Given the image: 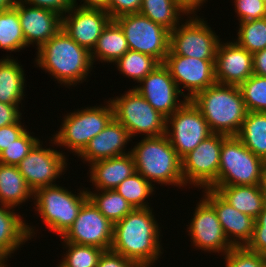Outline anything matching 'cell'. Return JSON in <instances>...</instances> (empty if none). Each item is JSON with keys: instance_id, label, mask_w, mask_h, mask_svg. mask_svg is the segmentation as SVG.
Returning <instances> with one entry per match:
<instances>
[{"instance_id": "cell-12", "label": "cell", "mask_w": 266, "mask_h": 267, "mask_svg": "<svg viewBox=\"0 0 266 267\" xmlns=\"http://www.w3.org/2000/svg\"><path fill=\"white\" fill-rule=\"evenodd\" d=\"M227 137L213 133L181 159L185 187L192 186L200 191L217 183L221 147Z\"/></svg>"}, {"instance_id": "cell-50", "label": "cell", "mask_w": 266, "mask_h": 267, "mask_svg": "<svg viewBox=\"0 0 266 267\" xmlns=\"http://www.w3.org/2000/svg\"><path fill=\"white\" fill-rule=\"evenodd\" d=\"M19 0H0V12L14 7Z\"/></svg>"}, {"instance_id": "cell-26", "label": "cell", "mask_w": 266, "mask_h": 267, "mask_svg": "<svg viewBox=\"0 0 266 267\" xmlns=\"http://www.w3.org/2000/svg\"><path fill=\"white\" fill-rule=\"evenodd\" d=\"M7 56L0 59V102L21 105L25 100V70L17 59Z\"/></svg>"}, {"instance_id": "cell-31", "label": "cell", "mask_w": 266, "mask_h": 267, "mask_svg": "<svg viewBox=\"0 0 266 267\" xmlns=\"http://www.w3.org/2000/svg\"><path fill=\"white\" fill-rule=\"evenodd\" d=\"M89 199L98 210L113 224L122 220L134 208L115 189L93 190L86 188Z\"/></svg>"}, {"instance_id": "cell-22", "label": "cell", "mask_w": 266, "mask_h": 267, "mask_svg": "<svg viewBox=\"0 0 266 267\" xmlns=\"http://www.w3.org/2000/svg\"><path fill=\"white\" fill-rule=\"evenodd\" d=\"M133 141L127 129L113 119L97 136L92 138L77 156L83 163H91L131 153L127 144ZM128 150V151H127Z\"/></svg>"}, {"instance_id": "cell-7", "label": "cell", "mask_w": 266, "mask_h": 267, "mask_svg": "<svg viewBox=\"0 0 266 267\" xmlns=\"http://www.w3.org/2000/svg\"><path fill=\"white\" fill-rule=\"evenodd\" d=\"M114 97L108 99L113 107L114 119L127 129L132 139L140 134L141 137L166 134V118L136 90L129 88Z\"/></svg>"}, {"instance_id": "cell-47", "label": "cell", "mask_w": 266, "mask_h": 267, "mask_svg": "<svg viewBox=\"0 0 266 267\" xmlns=\"http://www.w3.org/2000/svg\"><path fill=\"white\" fill-rule=\"evenodd\" d=\"M253 74L266 77V48L252 54Z\"/></svg>"}, {"instance_id": "cell-24", "label": "cell", "mask_w": 266, "mask_h": 267, "mask_svg": "<svg viewBox=\"0 0 266 267\" xmlns=\"http://www.w3.org/2000/svg\"><path fill=\"white\" fill-rule=\"evenodd\" d=\"M89 167V180L93 189L113 190L124 179L136 172V166L131 153L126 155L102 159L91 163Z\"/></svg>"}, {"instance_id": "cell-13", "label": "cell", "mask_w": 266, "mask_h": 267, "mask_svg": "<svg viewBox=\"0 0 266 267\" xmlns=\"http://www.w3.org/2000/svg\"><path fill=\"white\" fill-rule=\"evenodd\" d=\"M212 134L208 122L191 100L166 119V135L181 159Z\"/></svg>"}, {"instance_id": "cell-51", "label": "cell", "mask_w": 266, "mask_h": 267, "mask_svg": "<svg viewBox=\"0 0 266 267\" xmlns=\"http://www.w3.org/2000/svg\"><path fill=\"white\" fill-rule=\"evenodd\" d=\"M263 189H264V193L266 196V161H265V165H264V174H263Z\"/></svg>"}, {"instance_id": "cell-18", "label": "cell", "mask_w": 266, "mask_h": 267, "mask_svg": "<svg viewBox=\"0 0 266 267\" xmlns=\"http://www.w3.org/2000/svg\"><path fill=\"white\" fill-rule=\"evenodd\" d=\"M111 20L106 10L73 6L62 17V29L80 46L91 52Z\"/></svg>"}, {"instance_id": "cell-20", "label": "cell", "mask_w": 266, "mask_h": 267, "mask_svg": "<svg viewBox=\"0 0 266 267\" xmlns=\"http://www.w3.org/2000/svg\"><path fill=\"white\" fill-rule=\"evenodd\" d=\"M252 74V54L234 40L220 41L215 59L216 82L239 86Z\"/></svg>"}, {"instance_id": "cell-27", "label": "cell", "mask_w": 266, "mask_h": 267, "mask_svg": "<svg viewBox=\"0 0 266 267\" xmlns=\"http://www.w3.org/2000/svg\"><path fill=\"white\" fill-rule=\"evenodd\" d=\"M33 191L28 187L17 166L0 163V203L12 208L24 206L33 200Z\"/></svg>"}, {"instance_id": "cell-17", "label": "cell", "mask_w": 266, "mask_h": 267, "mask_svg": "<svg viewBox=\"0 0 266 267\" xmlns=\"http://www.w3.org/2000/svg\"><path fill=\"white\" fill-rule=\"evenodd\" d=\"M133 89L166 119L187 101L182 99L183 95L164 64H159Z\"/></svg>"}, {"instance_id": "cell-40", "label": "cell", "mask_w": 266, "mask_h": 267, "mask_svg": "<svg viewBox=\"0 0 266 267\" xmlns=\"http://www.w3.org/2000/svg\"><path fill=\"white\" fill-rule=\"evenodd\" d=\"M233 3L238 22L266 17V5L262 0H233Z\"/></svg>"}, {"instance_id": "cell-30", "label": "cell", "mask_w": 266, "mask_h": 267, "mask_svg": "<svg viewBox=\"0 0 266 267\" xmlns=\"http://www.w3.org/2000/svg\"><path fill=\"white\" fill-rule=\"evenodd\" d=\"M139 13L169 31L174 30L188 16L173 0H142Z\"/></svg>"}, {"instance_id": "cell-19", "label": "cell", "mask_w": 266, "mask_h": 267, "mask_svg": "<svg viewBox=\"0 0 266 267\" xmlns=\"http://www.w3.org/2000/svg\"><path fill=\"white\" fill-rule=\"evenodd\" d=\"M202 193V197L216 211L229 243L233 247H246L254 233L255 219L235 209L211 188L203 189Z\"/></svg>"}, {"instance_id": "cell-32", "label": "cell", "mask_w": 266, "mask_h": 267, "mask_svg": "<svg viewBox=\"0 0 266 267\" xmlns=\"http://www.w3.org/2000/svg\"><path fill=\"white\" fill-rule=\"evenodd\" d=\"M26 47L25 37L15 7L0 12V49L19 52Z\"/></svg>"}, {"instance_id": "cell-6", "label": "cell", "mask_w": 266, "mask_h": 267, "mask_svg": "<svg viewBox=\"0 0 266 267\" xmlns=\"http://www.w3.org/2000/svg\"><path fill=\"white\" fill-rule=\"evenodd\" d=\"M106 102V103H105ZM104 105L75 109L63 115L60 127L53 133L56 148H66L78 156L89 141L97 136L114 119L113 107L109 100ZM103 105V106H102ZM81 109V110H80Z\"/></svg>"}, {"instance_id": "cell-8", "label": "cell", "mask_w": 266, "mask_h": 267, "mask_svg": "<svg viewBox=\"0 0 266 267\" xmlns=\"http://www.w3.org/2000/svg\"><path fill=\"white\" fill-rule=\"evenodd\" d=\"M265 161L236 136L222 143L218 180L214 186L262 185Z\"/></svg>"}, {"instance_id": "cell-1", "label": "cell", "mask_w": 266, "mask_h": 267, "mask_svg": "<svg viewBox=\"0 0 266 267\" xmlns=\"http://www.w3.org/2000/svg\"><path fill=\"white\" fill-rule=\"evenodd\" d=\"M153 211V207L134 209L114 223L110 250L133 260L139 267H153L160 262L164 253L162 227Z\"/></svg>"}, {"instance_id": "cell-29", "label": "cell", "mask_w": 266, "mask_h": 267, "mask_svg": "<svg viewBox=\"0 0 266 267\" xmlns=\"http://www.w3.org/2000/svg\"><path fill=\"white\" fill-rule=\"evenodd\" d=\"M236 137L251 152L266 161V113L247 112Z\"/></svg>"}, {"instance_id": "cell-4", "label": "cell", "mask_w": 266, "mask_h": 267, "mask_svg": "<svg viewBox=\"0 0 266 267\" xmlns=\"http://www.w3.org/2000/svg\"><path fill=\"white\" fill-rule=\"evenodd\" d=\"M191 101L208 122L212 133L237 136L247 110L238 86L214 84Z\"/></svg>"}, {"instance_id": "cell-37", "label": "cell", "mask_w": 266, "mask_h": 267, "mask_svg": "<svg viewBox=\"0 0 266 267\" xmlns=\"http://www.w3.org/2000/svg\"><path fill=\"white\" fill-rule=\"evenodd\" d=\"M238 87L248 112L266 113V77L252 74Z\"/></svg>"}, {"instance_id": "cell-45", "label": "cell", "mask_w": 266, "mask_h": 267, "mask_svg": "<svg viewBox=\"0 0 266 267\" xmlns=\"http://www.w3.org/2000/svg\"><path fill=\"white\" fill-rule=\"evenodd\" d=\"M96 267H139L133 260L125 258L112 250L102 253Z\"/></svg>"}, {"instance_id": "cell-5", "label": "cell", "mask_w": 266, "mask_h": 267, "mask_svg": "<svg viewBox=\"0 0 266 267\" xmlns=\"http://www.w3.org/2000/svg\"><path fill=\"white\" fill-rule=\"evenodd\" d=\"M83 189V190H82ZM72 192L61 184L42 187L33 194L35 215L48 231L62 237L73 225L83 204L89 199L85 187Z\"/></svg>"}, {"instance_id": "cell-9", "label": "cell", "mask_w": 266, "mask_h": 267, "mask_svg": "<svg viewBox=\"0 0 266 267\" xmlns=\"http://www.w3.org/2000/svg\"><path fill=\"white\" fill-rule=\"evenodd\" d=\"M185 18L169 33V51L174 55L216 59L221 39L207 23L208 20L198 15H188Z\"/></svg>"}, {"instance_id": "cell-42", "label": "cell", "mask_w": 266, "mask_h": 267, "mask_svg": "<svg viewBox=\"0 0 266 267\" xmlns=\"http://www.w3.org/2000/svg\"><path fill=\"white\" fill-rule=\"evenodd\" d=\"M142 0H109L108 13L112 19L118 16L139 13Z\"/></svg>"}, {"instance_id": "cell-2", "label": "cell", "mask_w": 266, "mask_h": 267, "mask_svg": "<svg viewBox=\"0 0 266 267\" xmlns=\"http://www.w3.org/2000/svg\"><path fill=\"white\" fill-rule=\"evenodd\" d=\"M36 53L34 62L37 67L52 76L57 84L69 89L86 82L93 67H96L93 66L91 52L74 41L64 29L50 38Z\"/></svg>"}, {"instance_id": "cell-3", "label": "cell", "mask_w": 266, "mask_h": 267, "mask_svg": "<svg viewBox=\"0 0 266 267\" xmlns=\"http://www.w3.org/2000/svg\"><path fill=\"white\" fill-rule=\"evenodd\" d=\"M136 172L155 188L160 186L183 187L182 161L166 134L157 137H142L131 147ZM154 183V184H153Z\"/></svg>"}, {"instance_id": "cell-11", "label": "cell", "mask_w": 266, "mask_h": 267, "mask_svg": "<svg viewBox=\"0 0 266 267\" xmlns=\"http://www.w3.org/2000/svg\"><path fill=\"white\" fill-rule=\"evenodd\" d=\"M114 20L123 30L129 50L152 56L163 64L169 52V30L141 13L121 15Z\"/></svg>"}, {"instance_id": "cell-16", "label": "cell", "mask_w": 266, "mask_h": 267, "mask_svg": "<svg viewBox=\"0 0 266 267\" xmlns=\"http://www.w3.org/2000/svg\"><path fill=\"white\" fill-rule=\"evenodd\" d=\"M113 229L114 224L88 199L61 238L65 242L96 246L107 251L112 245Z\"/></svg>"}, {"instance_id": "cell-43", "label": "cell", "mask_w": 266, "mask_h": 267, "mask_svg": "<svg viewBox=\"0 0 266 267\" xmlns=\"http://www.w3.org/2000/svg\"><path fill=\"white\" fill-rule=\"evenodd\" d=\"M21 118L17 123H13L0 128V153L14 143L28 128L22 125Z\"/></svg>"}, {"instance_id": "cell-15", "label": "cell", "mask_w": 266, "mask_h": 267, "mask_svg": "<svg viewBox=\"0 0 266 267\" xmlns=\"http://www.w3.org/2000/svg\"><path fill=\"white\" fill-rule=\"evenodd\" d=\"M198 199L192 219L186 225L191 246L201 252L224 256L233 246L226 238L214 208L203 197Z\"/></svg>"}, {"instance_id": "cell-25", "label": "cell", "mask_w": 266, "mask_h": 267, "mask_svg": "<svg viewBox=\"0 0 266 267\" xmlns=\"http://www.w3.org/2000/svg\"><path fill=\"white\" fill-rule=\"evenodd\" d=\"M225 201L256 219L266 204L263 185L213 186Z\"/></svg>"}, {"instance_id": "cell-23", "label": "cell", "mask_w": 266, "mask_h": 267, "mask_svg": "<svg viewBox=\"0 0 266 267\" xmlns=\"http://www.w3.org/2000/svg\"><path fill=\"white\" fill-rule=\"evenodd\" d=\"M15 209L0 203V256L7 262L8 258L13 257L12 254L26 245L28 240L36 238L38 233L35 225H28L23 215Z\"/></svg>"}, {"instance_id": "cell-38", "label": "cell", "mask_w": 266, "mask_h": 267, "mask_svg": "<svg viewBox=\"0 0 266 267\" xmlns=\"http://www.w3.org/2000/svg\"><path fill=\"white\" fill-rule=\"evenodd\" d=\"M33 132L26 130L17 140L7 149L0 153V163L5 165L17 166L19 162L33 149L41 140Z\"/></svg>"}, {"instance_id": "cell-46", "label": "cell", "mask_w": 266, "mask_h": 267, "mask_svg": "<svg viewBox=\"0 0 266 267\" xmlns=\"http://www.w3.org/2000/svg\"><path fill=\"white\" fill-rule=\"evenodd\" d=\"M20 105H9L7 103L0 102V128L17 123L22 118V112Z\"/></svg>"}, {"instance_id": "cell-53", "label": "cell", "mask_w": 266, "mask_h": 267, "mask_svg": "<svg viewBox=\"0 0 266 267\" xmlns=\"http://www.w3.org/2000/svg\"><path fill=\"white\" fill-rule=\"evenodd\" d=\"M56 267H63V266L60 263H58Z\"/></svg>"}, {"instance_id": "cell-33", "label": "cell", "mask_w": 266, "mask_h": 267, "mask_svg": "<svg viewBox=\"0 0 266 267\" xmlns=\"http://www.w3.org/2000/svg\"><path fill=\"white\" fill-rule=\"evenodd\" d=\"M155 188L138 172L124 179L115 190L122 195L134 209L151 208L147 200L150 196L155 195Z\"/></svg>"}, {"instance_id": "cell-49", "label": "cell", "mask_w": 266, "mask_h": 267, "mask_svg": "<svg viewBox=\"0 0 266 267\" xmlns=\"http://www.w3.org/2000/svg\"><path fill=\"white\" fill-rule=\"evenodd\" d=\"M74 5L82 8H92V9H102L108 12L109 0H80V5H78L77 0H73Z\"/></svg>"}, {"instance_id": "cell-34", "label": "cell", "mask_w": 266, "mask_h": 267, "mask_svg": "<svg viewBox=\"0 0 266 267\" xmlns=\"http://www.w3.org/2000/svg\"><path fill=\"white\" fill-rule=\"evenodd\" d=\"M114 64L119 74L136 81L135 84H139L160 63L152 56L128 50Z\"/></svg>"}, {"instance_id": "cell-35", "label": "cell", "mask_w": 266, "mask_h": 267, "mask_svg": "<svg viewBox=\"0 0 266 267\" xmlns=\"http://www.w3.org/2000/svg\"><path fill=\"white\" fill-rule=\"evenodd\" d=\"M60 239L63 249H66L59 262L63 267H96L100 256L105 251L96 246L65 242L61 237Z\"/></svg>"}, {"instance_id": "cell-48", "label": "cell", "mask_w": 266, "mask_h": 267, "mask_svg": "<svg viewBox=\"0 0 266 267\" xmlns=\"http://www.w3.org/2000/svg\"><path fill=\"white\" fill-rule=\"evenodd\" d=\"M188 15H197V12L206 5L208 0H173ZM205 3V4H204Z\"/></svg>"}, {"instance_id": "cell-36", "label": "cell", "mask_w": 266, "mask_h": 267, "mask_svg": "<svg viewBox=\"0 0 266 267\" xmlns=\"http://www.w3.org/2000/svg\"><path fill=\"white\" fill-rule=\"evenodd\" d=\"M237 38L234 41L251 54L266 48V17L243 21L238 24Z\"/></svg>"}, {"instance_id": "cell-39", "label": "cell", "mask_w": 266, "mask_h": 267, "mask_svg": "<svg viewBox=\"0 0 266 267\" xmlns=\"http://www.w3.org/2000/svg\"><path fill=\"white\" fill-rule=\"evenodd\" d=\"M223 259L225 267H266V256L249 251L246 247H233Z\"/></svg>"}, {"instance_id": "cell-10", "label": "cell", "mask_w": 266, "mask_h": 267, "mask_svg": "<svg viewBox=\"0 0 266 267\" xmlns=\"http://www.w3.org/2000/svg\"><path fill=\"white\" fill-rule=\"evenodd\" d=\"M49 139L52 145L49 143L45 146L43 140H40L17 165L33 193L39 188L57 185L56 181L68 170L69 157L66 156L69 155L60 149H54L56 144L51 136Z\"/></svg>"}, {"instance_id": "cell-52", "label": "cell", "mask_w": 266, "mask_h": 267, "mask_svg": "<svg viewBox=\"0 0 266 267\" xmlns=\"http://www.w3.org/2000/svg\"><path fill=\"white\" fill-rule=\"evenodd\" d=\"M0 267H8V262L0 256Z\"/></svg>"}, {"instance_id": "cell-14", "label": "cell", "mask_w": 266, "mask_h": 267, "mask_svg": "<svg viewBox=\"0 0 266 267\" xmlns=\"http://www.w3.org/2000/svg\"><path fill=\"white\" fill-rule=\"evenodd\" d=\"M163 64L186 100H191L199 92L217 83L215 59L174 55L169 51Z\"/></svg>"}, {"instance_id": "cell-44", "label": "cell", "mask_w": 266, "mask_h": 267, "mask_svg": "<svg viewBox=\"0 0 266 267\" xmlns=\"http://www.w3.org/2000/svg\"><path fill=\"white\" fill-rule=\"evenodd\" d=\"M24 4L48 9L64 16L74 5L73 0H20Z\"/></svg>"}, {"instance_id": "cell-21", "label": "cell", "mask_w": 266, "mask_h": 267, "mask_svg": "<svg viewBox=\"0 0 266 267\" xmlns=\"http://www.w3.org/2000/svg\"><path fill=\"white\" fill-rule=\"evenodd\" d=\"M28 47L38 50L62 29V16L54 11L24 4L20 0L14 6Z\"/></svg>"}, {"instance_id": "cell-28", "label": "cell", "mask_w": 266, "mask_h": 267, "mask_svg": "<svg viewBox=\"0 0 266 267\" xmlns=\"http://www.w3.org/2000/svg\"><path fill=\"white\" fill-rule=\"evenodd\" d=\"M129 50L124 32L119 24L112 19L98 38L91 51V59L114 65Z\"/></svg>"}, {"instance_id": "cell-41", "label": "cell", "mask_w": 266, "mask_h": 267, "mask_svg": "<svg viewBox=\"0 0 266 267\" xmlns=\"http://www.w3.org/2000/svg\"><path fill=\"white\" fill-rule=\"evenodd\" d=\"M246 248L266 256V204L255 219L254 233Z\"/></svg>"}]
</instances>
